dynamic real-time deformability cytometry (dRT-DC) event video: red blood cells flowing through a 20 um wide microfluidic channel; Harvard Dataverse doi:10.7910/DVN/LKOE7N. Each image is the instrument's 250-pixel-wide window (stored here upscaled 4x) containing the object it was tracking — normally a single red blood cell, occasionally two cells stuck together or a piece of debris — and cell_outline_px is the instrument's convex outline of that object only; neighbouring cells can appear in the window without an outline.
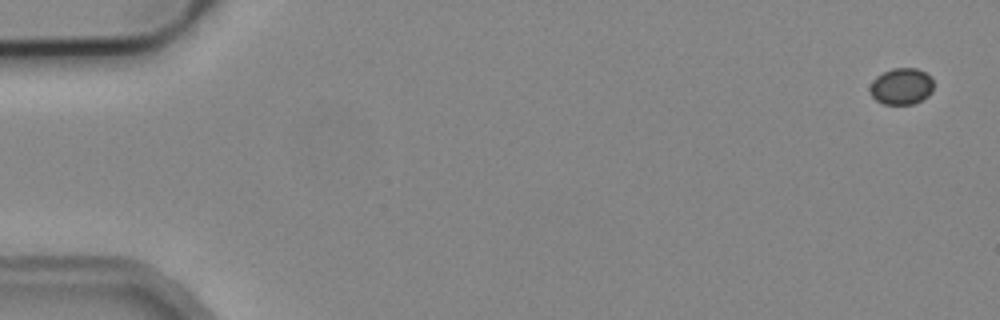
{"species": "common noctule bat (a hibernating species)", "species_latin": "Nyctalus noctula", "temperature_condition": "cold", "stored_images_in_passage": 39, "camera_frame_rate_fps": 3000, "um_per_image_px": 0.085, "animal": {"sex": "male", "body_mass_g": 19.2, "forearm_length_mm": 51.8}, "frame": {"image": 1, "passage_image": 1, "time_ms": 0.0, "image_size_px": [1000, 320], "cell_outline_px": [[932, 92], [928, 96], [912, 104], [884, 104], [876, 100], [872, 96], [868, 88], [872, 80], [876, 76], [892, 68], [916, 68], [932, 76]], "centroid_in_image_um": [76.6, 7.33], "position_along_channel_um": 8.4, "area_um2": 13.58}}
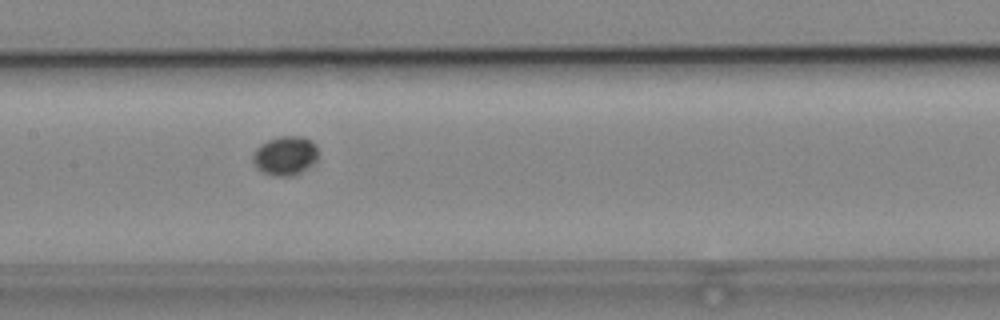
{"frame": {"image": 2, "passage_image": 26, "time_ms": 8.333, "image_size_px": [1000, 320], "cell_outline_px": [[316, 156], [304, 168], [292, 176], [272, 176], [256, 168], [252, 160], [252, 156], [256, 148], [260, 144], [268, 140], [280, 136], [304, 136], [312, 140], [316, 144]], "centroid_in_image_um": [24.17, 13.2], "position_along_channel_um": 183.2, "area_um2": 14.57}}
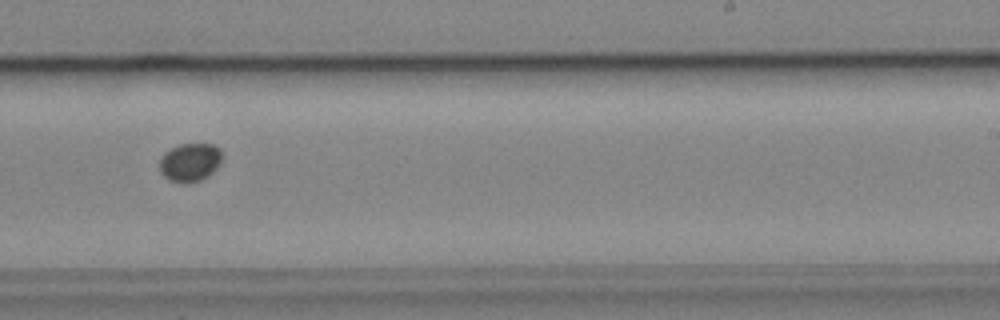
{"frame": {"image": 3, "passage_image": 33, "time_ms": 10.667, "image_size_px": [1000, 320], "cell_outline_px": [[220, 164], [208, 176], [200, 180], [180, 184], [168, 180], [160, 172], [160, 156], [164, 152], [180, 144], [212, 144], [220, 148]], "centroid_in_image_um": [16.11, 13.8], "position_along_channel_um": 272.9, "area_um2": 13.99}}